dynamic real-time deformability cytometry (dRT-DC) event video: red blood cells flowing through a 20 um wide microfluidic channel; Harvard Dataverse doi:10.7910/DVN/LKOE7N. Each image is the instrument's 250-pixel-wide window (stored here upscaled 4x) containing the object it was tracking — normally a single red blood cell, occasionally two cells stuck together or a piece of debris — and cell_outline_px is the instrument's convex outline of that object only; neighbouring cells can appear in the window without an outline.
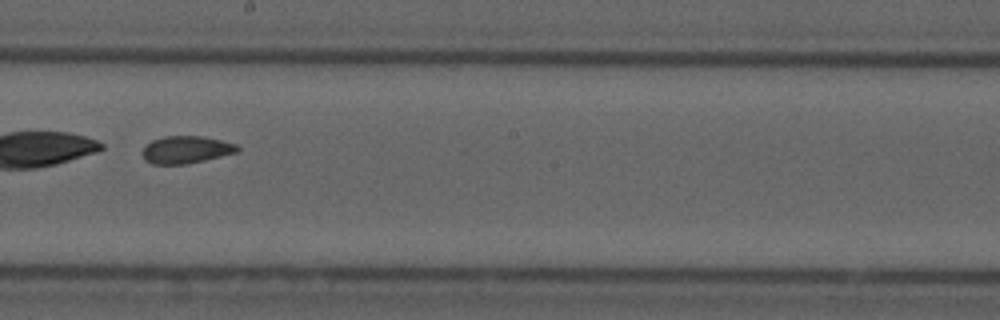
{"species": "common noctule bat (a hibernating species)", "species_latin": "Nyctalus noctula", "temperature_condition": "cold", "stored_images_in_passage": 41, "camera_frame_rate_fps": 3000, "um_per_image_px": 0.085, "animal": {"sex": "male", "forearm_length_mm": 52.5}, "frame": {"image": 1, "passage_image": 18, "time_ms": 5.667, "image_size_px": [1000, 320], "cell_outline_px": [[240, 148], [236, 152], [188, 164], [152, 164], [144, 160], [144, 148], [152, 140], [164, 136], [204, 136], [236, 144]], "centroid_in_image_um": [15.82, 12.72], "position_along_channel_um": 232.4, "area_um2": 14.97}, "authors_computed_cell_mechanics": {"area_um2": 15.8372, "velocity_mm_per_s": 3.7048, "shape_relaxation_time_tau1_ms": null, "shape_relaxation_time_tau2_ms": 1.7671, "deformation_change_tau1": null, "deformation_change_tau2": 0.0583}}